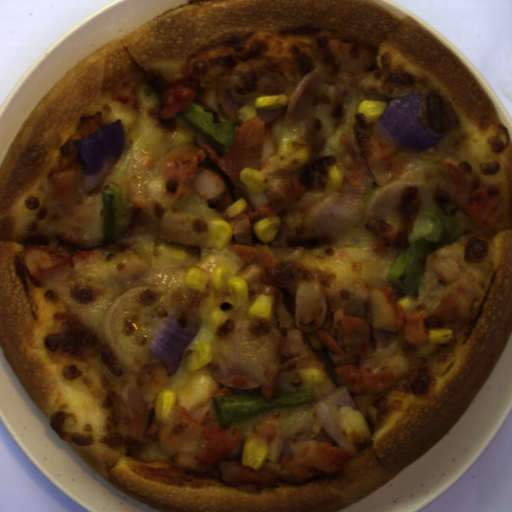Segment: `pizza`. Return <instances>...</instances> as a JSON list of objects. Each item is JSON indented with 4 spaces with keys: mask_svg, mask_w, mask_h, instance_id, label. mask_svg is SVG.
I'll return each mask as SVG.
<instances>
[{
    "mask_svg": "<svg viewBox=\"0 0 512 512\" xmlns=\"http://www.w3.org/2000/svg\"><path fill=\"white\" fill-rule=\"evenodd\" d=\"M193 89V101L241 123L236 112L262 94L289 105L259 110L264 154L242 166L296 177L307 188L277 207L281 228L263 243L233 237L207 246L211 220L228 215L193 194L166 196L162 163L179 144L214 146L176 119L162 121L161 93ZM438 90L459 124L377 184L370 168L352 187L335 161L363 99ZM120 118L124 151L86 196L81 169L70 199L49 201L58 151L82 115ZM224 157V152L215 147ZM117 185L132 221L104 248L101 190ZM421 211L444 217L446 234L419 256L422 288L412 311L428 328L453 329L410 356L394 334L373 329L376 353L357 366L397 367L373 395L339 384L316 334L325 292L338 277L405 293L387 271L408 247ZM227 266L246 280L248 302H225L211 274ZM196 266L206 294L188 289ZM273 296L269 322L247 315ZM180 313L201 329L169 376L148 350L163 318ZM512 336V138L481 82L422 23L373 0H193L104 43L58 78L14 134L0 163V346L53 431L113 487L163 512H337L382 488L431 450L482 390ZM210 363L187 371L197 344ZM309 403L239 424L223 459L242 464L249 436L291 455L288 440L353 453L334 474L249 492L222 484L217 463L192 455L203 424L219 422L212 396L309 388ZM176 394L171 422L155 395Z\"/></svg>",
    "mask_w": 512,
    "mask_h": 512,
    "instance_id": "obj_1",
    "label": "pizza"
}]
</instances>
